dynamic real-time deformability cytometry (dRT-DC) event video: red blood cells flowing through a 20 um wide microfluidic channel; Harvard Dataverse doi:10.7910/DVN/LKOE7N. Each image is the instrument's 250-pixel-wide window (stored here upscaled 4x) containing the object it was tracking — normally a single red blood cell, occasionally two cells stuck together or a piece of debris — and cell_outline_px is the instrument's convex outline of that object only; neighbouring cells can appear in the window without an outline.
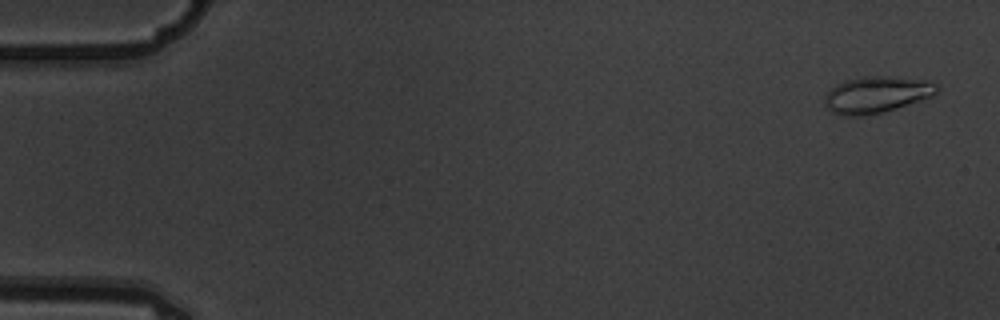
{"species": "common noctule bat (a hibernating species)", "species_latin": "Nyctalus noctula", "temperature_condition": "warm", "stored_images_in_passage": 6, "camera_frame_rate_fps": 3000, "um_per_image_px": 0.085, "animal": {"sex": "male", "body_mass_g": 19.5, "forearm_length_mm": 54.6}, "frame": {"image": 1, "passage_image": 1, "time_ms": 0.0, "image_size_px": [1000, 320], "cell_outline_px": [[936, 92], [932, 96], [884, 112], [864, 116], [844, 116], [832, 112], [824, 104], [824, 96], [832, 88], [844, 80], [864, 76], [888, 76], [928, 80], [936, 84]], "centroid_in_image_um": [74.47, 8.04], "position_along_channel_um": 10.5, "area_um2": 23.81}}
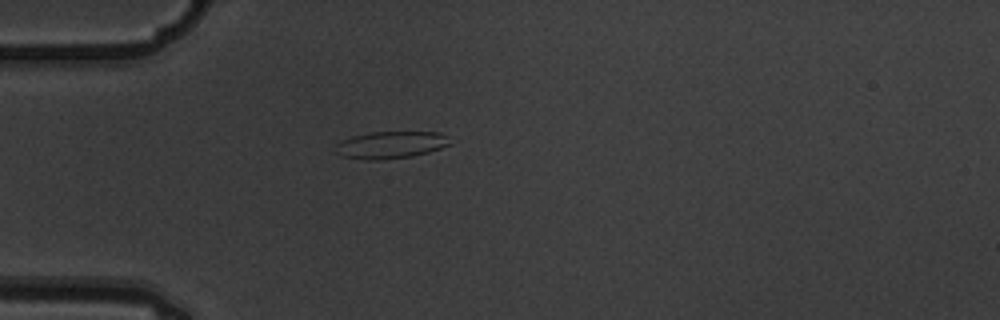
{"frame": {"image": 2, "passage_image": 5, "time_ms": 1.333, "image_size_px": [1000, 320], "cell_outline_px": [[452, 144], [428, 152], [412, 156], [376, 160], [368, 160], [340, 156], [332, 152], [336, 144], [352, 136], [372, 132], [440, 132], [448, 136]], "centroid_in_image_um": [33.19, 12.32], "position_along_channel_um": 51.8, "area_um2": 18.21}}